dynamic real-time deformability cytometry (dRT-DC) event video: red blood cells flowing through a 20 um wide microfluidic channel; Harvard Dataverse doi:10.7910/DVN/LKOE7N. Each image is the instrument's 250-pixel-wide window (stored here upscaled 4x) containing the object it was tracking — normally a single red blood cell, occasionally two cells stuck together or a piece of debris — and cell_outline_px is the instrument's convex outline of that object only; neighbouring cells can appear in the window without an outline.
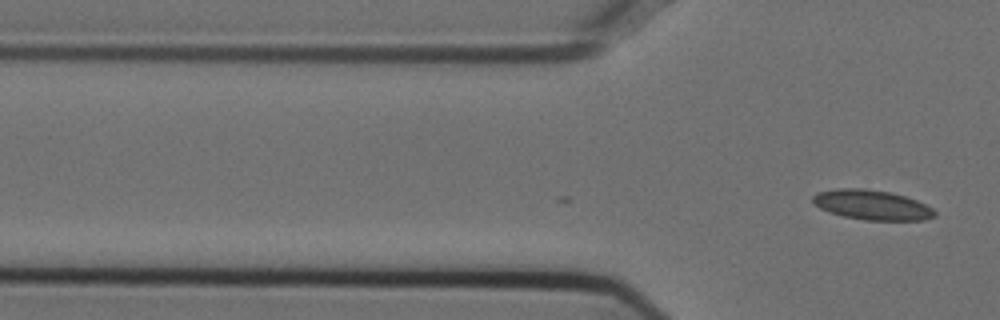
{"species": "Egyptian fruit bat (a non-hibernating species)", "species_latin": "Rousettus aegyptiacus", "temperature_condition": "cold", "stored_images_in_passage": 2, "camera_frame_rate_fps": 3000, "um_per_image_px": 0.085, "animal": {"sex": "female"}, "frame": {"image": 1, "passage_image": 2, "time_ms": 0.333, "image_size_px": [1000, 320], "cell_outline_px": [[936, 216], [924, 220], [864, 220], [844, 216], [828, 212], [820, 208], [812, 200], [812, 196], [816, 192], [836, 188], [864, 188], [888, 192], [904, 196], [916, 200], [932, 208], [936, 212]], "centroid_in_image_um": [74.09, 17.41], "position_along_channel_um": 51.7, "area_um2": 21.15}}